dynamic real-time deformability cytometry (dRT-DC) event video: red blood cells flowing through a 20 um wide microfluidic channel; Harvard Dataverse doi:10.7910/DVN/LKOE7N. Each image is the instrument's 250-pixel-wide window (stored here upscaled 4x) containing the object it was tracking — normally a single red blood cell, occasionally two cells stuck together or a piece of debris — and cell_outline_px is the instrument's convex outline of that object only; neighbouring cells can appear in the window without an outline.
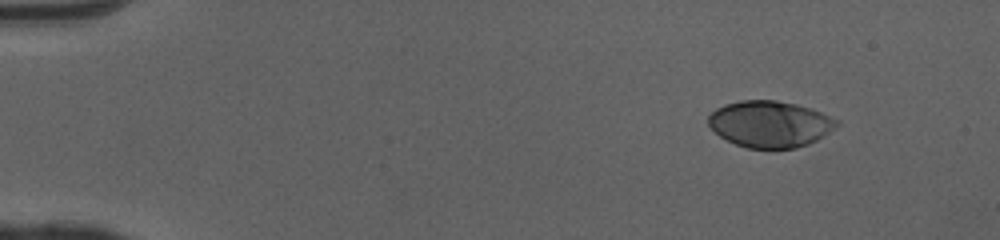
{"species": "human", "species_latin": "Homo sapiens", "temperature_condition": "cold", "stored_images_in_passage": 46, "camera_frame_rate_fps": 3000, "um_per_image_px": 0.085, "donor": {"sex": "female"}, "frame": {"image": 1, "passage_image": 1, "time_ms": 0.0, "image_size_px": [1000, 240], "cell_outline_px": [[840, 124], [816, 140], [808, 144], [796, 148], [748, 148], [736, 144], [720, 136], [708, 124], [708, 116], [716, 108], [724, 104], [740, 100], [776, 100], [796, 104], [820, 112], [840, 120]], "centroid_in_image_um": [65.44, 10.53], "position_along_channel_um": 19.6, "area_um2": 34.56}}
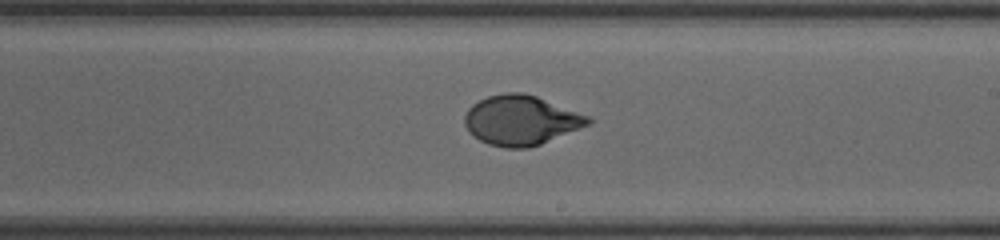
{"frame": {"image": 2, "passage_image": 26, "time_ms": 8.333, "image_size_px": [1000, 240], "cell_outline_px": [[592, 124], [540, 144], [528, 148], [504, 148], [488, 144], [480, 140], [464, 124], [464, 116], [468, 108], [472, 104], [488, 96], [504, 92], [524, 92], [536, 96], [592, 116]], "centroid_in_image_um": [44.33, 10.21], "position_along_channel_um": 244.7, "area_um2": 35.95}}
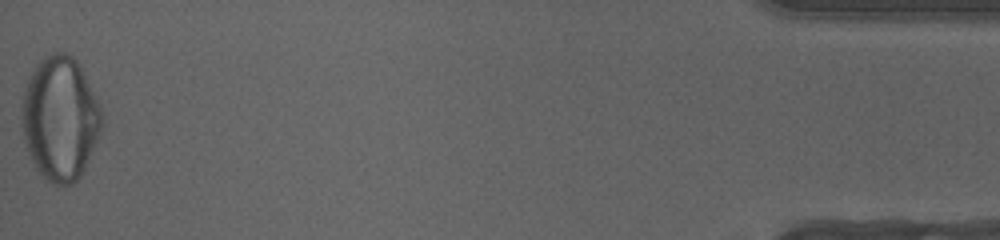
{"frame": {"image": 3, "passage_image": 46, "time_ms": 15.0, "image_size_px": [1000, 240], "cell_outline_px": [[104, 124], [84, 168], [80, 176], [72, 184], [56, 184], [48, 180], [36, 168], [28, 152], [24, 136], [20, 108], [24, 92], [28, 80], [36, 64], [44, 56], [52, 52], [64, 52], [72, 56], [84, 68], [100, 104], [104, 116]], "centroid_in_image_um": [5.14, 10.01], "position_along_channel_um": 430.1, "area_um2": 58.03}, "authors_computed_cell_mechanics": {"area_um2": 35.2002, "velocity_mm_per_s": 4.0818, "shape_relaxation_time_tau1_ms": 5.1559, "shape_relaxation_time_tau2_ms": null, "deformation_change_tau1": 0.2235, "deformation_change_tau2": null}}